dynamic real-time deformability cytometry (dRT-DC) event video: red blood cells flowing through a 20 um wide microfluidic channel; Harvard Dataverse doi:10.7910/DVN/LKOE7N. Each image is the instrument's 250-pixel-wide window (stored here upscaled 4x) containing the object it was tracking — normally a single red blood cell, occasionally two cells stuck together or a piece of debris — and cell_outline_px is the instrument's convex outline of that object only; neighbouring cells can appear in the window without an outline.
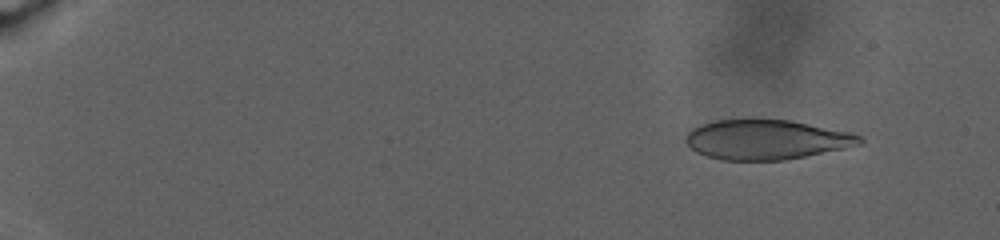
{"species": "human", "species_latin": "Homo sapiens", "temperature_condition": "warm", "stored_images_in_passage": 82, "camera_frame_rate_fps": 3000, "um_per_image_px": 0.085, "donor": {"sex": "male"}, "frame": {"image": 1, "passage_image": 6, "time_ms": 2.667, "image_size_px": [1000, 240], "cell_outline_px": [[864, 140], [860, 144], [844, 148], [784, 160], [724, 160], [708, 156], [696, 152], [684, 140], [684, 136], [692, 128], [700, 124], [716, 120], [788, 120], [848, 132], [860, 136]], "centroid_in_image_um": [65.09, 11.87], "position_along_channel_um": 19.9, "area_um2": 39.71}}
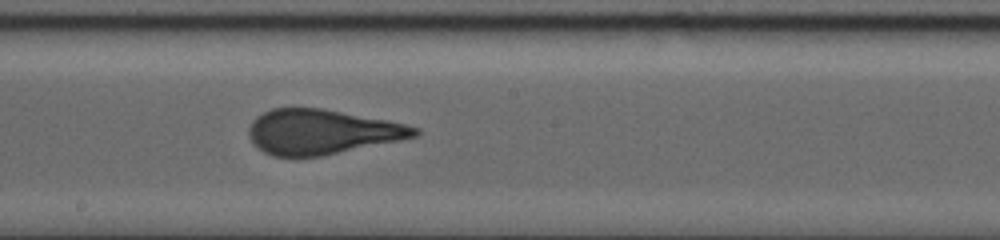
{"frame": {"image": 2, "passage_image": 47, "time_ms": 17.333, "image_size_px": [1000, 240], "cell_outline_px": [[420, 132], [416, 136], [400, 140], [320, 156], [272, 156], [256, 148], [252, 144], [248, 136], [248, 128], [252, 120], [256, 116], [272, 108], [320, 108], [388, 120], [420, 128]], "centroid_in_image_um": [27.3, 11.2], "position_along_channel_um": 220.9, "area_um2": 43.23}}
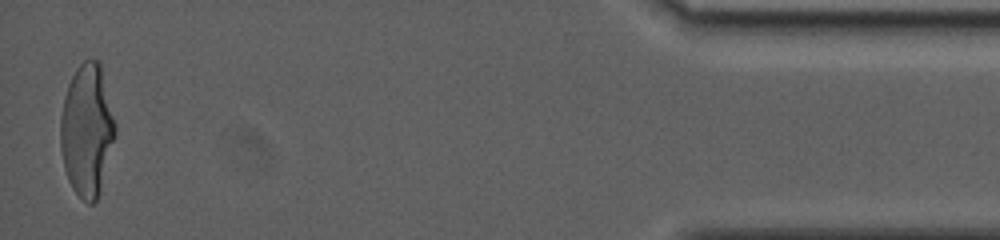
{"frame": {"image": 3, "passage_image": 81, "time_ms": 28.333, "image_size_px": [1000, 240], "cell_outline_px": [[116, 132], [100, 192], [96, 200], [92, 204], [88, 204], [72, 188], [68, 180], [64, 168], [60, 148], [60, 116], [64, 96], [68, 84], [76, 68], [84, 60], [100, 60], [116, 124]], "centroid_in_image_um": [7.39, 11.05], "position_along_channel_um": 427.8, "area_um2": 42.37}}